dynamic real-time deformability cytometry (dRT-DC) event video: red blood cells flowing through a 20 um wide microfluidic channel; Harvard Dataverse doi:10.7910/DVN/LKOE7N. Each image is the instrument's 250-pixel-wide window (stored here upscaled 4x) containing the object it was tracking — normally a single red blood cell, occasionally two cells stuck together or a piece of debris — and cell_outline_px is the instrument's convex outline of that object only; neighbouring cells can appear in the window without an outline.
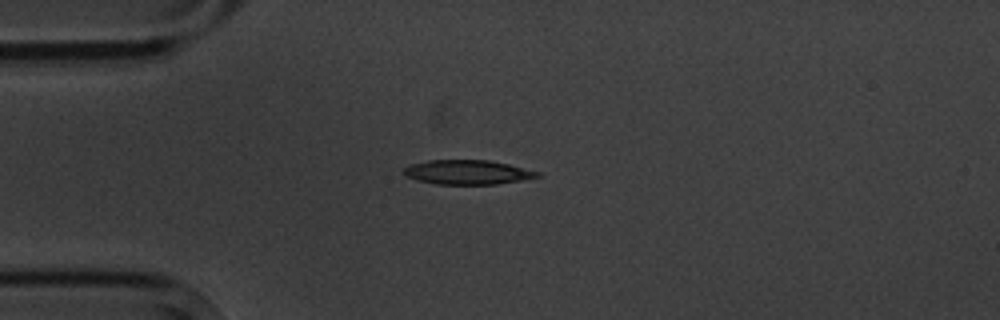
{"species": "common noctule bat (a hibernating species)", "species_latin": "Nyctalus noctula", "temperature_condition": "cold", "stored_images_in_passage": 12, "camera_frame_rate_fps": 3000, "um_per_image_px": 0.085, "animal": {"sex": "male", "body_mass_g": 20.1, "forearm_length_mm": 53.5}, "frame": {"image": 1, "passage_image": 1, "time_ms": 0.0, "image_size_px": [1000, 320], "cell_outline_px": [[540, 176], [520, 180], [496, 184], [436, 184], [416, 180], [404, 176], [400, 172], [404, 168], [412, 164], [428, 160], [488, 160], [508, 164], [540, 172]], "centroid_in_image_um": [39.67, 14.64], "position_along_channel_um": 45.3, "area_um2": 18.96}}
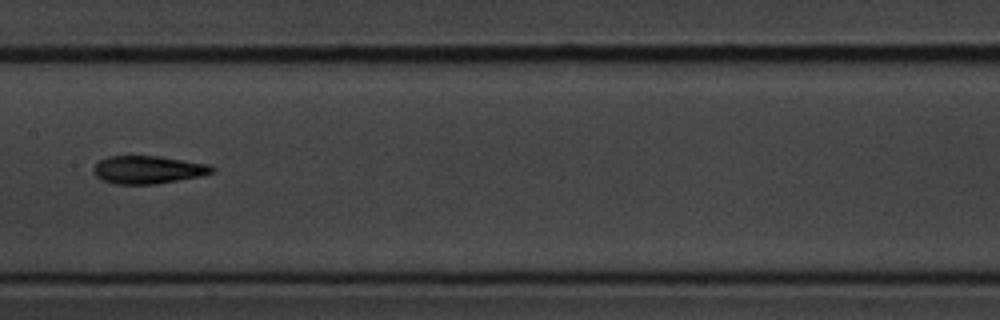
{"frame": {"image": 2, "passage_image": 5, "time_ms": 4.667, "image_size_px": [1000, 320], "cell_outline_px": [[216, 172], [200, 176], [156, 184], [112, 184], [100, 180], [92, 172], [92, 168], [100, 160], [108, 156], [156, 156], [212, 164], [216, 168]], "centroid_in_image_um": [12.59, 14.43], "position_along_channel_um": 194.8, "area_um2": 19.54}}
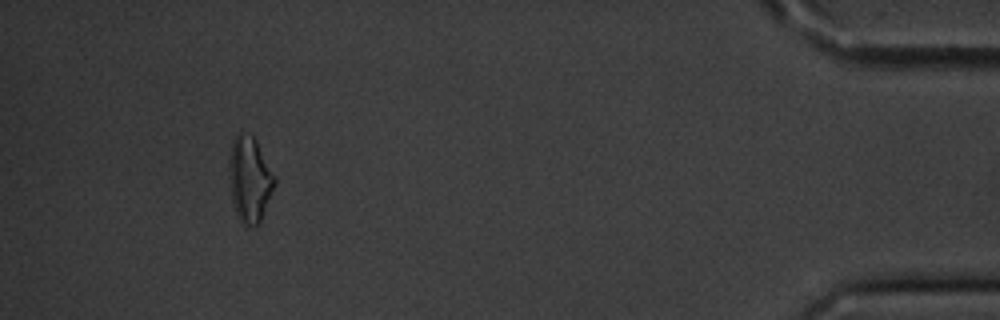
{"frame": {"image": 3, "passage_image": 11, "time_ms": 12.667, "image_size_px": [1000, 320], "cell_outline_px": [[276, 184], [260, 224], [244, 228], [236, 216], [232, 204], [228, 168], [228, 164], [232, 140], [240, 132], [252, 136], [256, 140], [276, 176]], "centroid_in_image_um": [21.22, 15.31], "position_along_channel_um": 414.0, "area_um2": 23.29}, "authors_computed_cell_mechanics": {"area_um2": 18.8428, "velocity_mm_per_s": 3.5333, "shape_relaxation_time_tau1_ms": 3.6714, "shape_relaxation_time_tau2_ms": 3.7602, "deformation_change_tau1": 0.1126, "deformation_change_tau2": 0.1261}}